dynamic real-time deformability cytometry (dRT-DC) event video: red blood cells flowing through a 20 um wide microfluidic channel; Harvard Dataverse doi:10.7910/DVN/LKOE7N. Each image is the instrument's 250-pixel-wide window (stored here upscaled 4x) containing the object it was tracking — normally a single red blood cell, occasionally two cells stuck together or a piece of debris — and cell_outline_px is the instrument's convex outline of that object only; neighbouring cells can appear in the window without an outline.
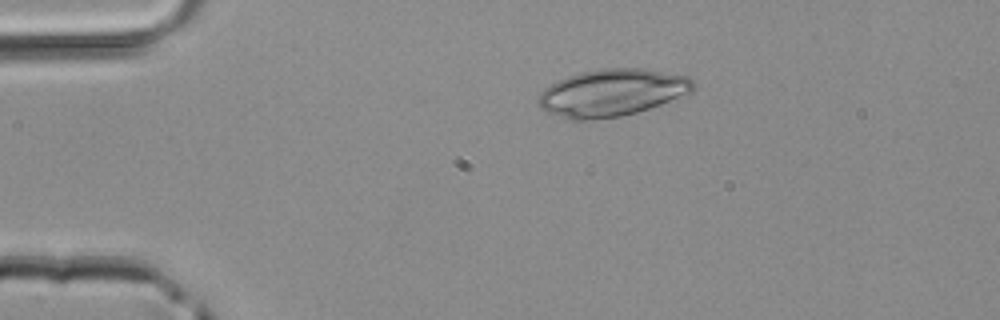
{"species": "common noctule bat (a hibernating species)", "species_latin": "Nyctalus noctula", "temperature_condition": "room temperature", "stored_images_in_passage": 1, "camera_frame_rate_fps": 3000, "um_per_image_px": 0.085, "animal": {"sex": "male", "body_mass_g": 20.4}, "frame": {"image": 1, "passage_image": 1, "time_ms": 0.0, "image_size_px": [1000, 320], "cell_outline_px": [[696, 88], [692, 92], [660, 104], [636, 112], [620, 116], [584, 120], [568, 120], [548, 112], [540, 108], [540, 92], [544, 88], [568, 76], [580, 72], [604, 68], [640, 68], [688, 76], [696, 84]], "centroid_in_image_um": [52.03, 7.87], "position_along_channel_um": 33.0, "area_um2": 42.19}}